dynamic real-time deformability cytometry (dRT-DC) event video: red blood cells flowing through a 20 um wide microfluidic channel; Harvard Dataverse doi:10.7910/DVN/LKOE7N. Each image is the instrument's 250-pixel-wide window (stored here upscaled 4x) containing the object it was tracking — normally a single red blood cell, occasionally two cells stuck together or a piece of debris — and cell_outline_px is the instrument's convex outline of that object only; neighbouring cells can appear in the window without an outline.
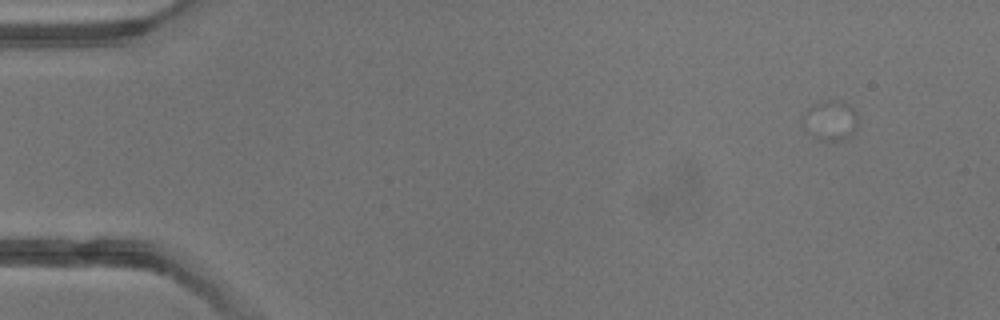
{"species": "common noctule bat (a hibernating species)", "species_latin": "Nyctalus noctula", "temperature_condition": "warm", "stored_images_in_passage": 1, "camera_frame_rate_fps": 3000, "um_per_image_px": 0.085, "animal": {"sex": "male", "body_mass_g": 13.3}, "frame": {"image": 1, "passage_image": 1, "time_ms": 0.0, "image_size_px": [1000, 320], "cell_outline_px": [[860, 124], [844, 140], [816, 140], [804, 128], [804, 112], [808, 108], [820, 100], [840, 100], [848, 104], [856, 112]], "centroid_in_image_um": [70.6, 10.22], "position_along_channel_um": 14.4, "area_um2": 13.01}}